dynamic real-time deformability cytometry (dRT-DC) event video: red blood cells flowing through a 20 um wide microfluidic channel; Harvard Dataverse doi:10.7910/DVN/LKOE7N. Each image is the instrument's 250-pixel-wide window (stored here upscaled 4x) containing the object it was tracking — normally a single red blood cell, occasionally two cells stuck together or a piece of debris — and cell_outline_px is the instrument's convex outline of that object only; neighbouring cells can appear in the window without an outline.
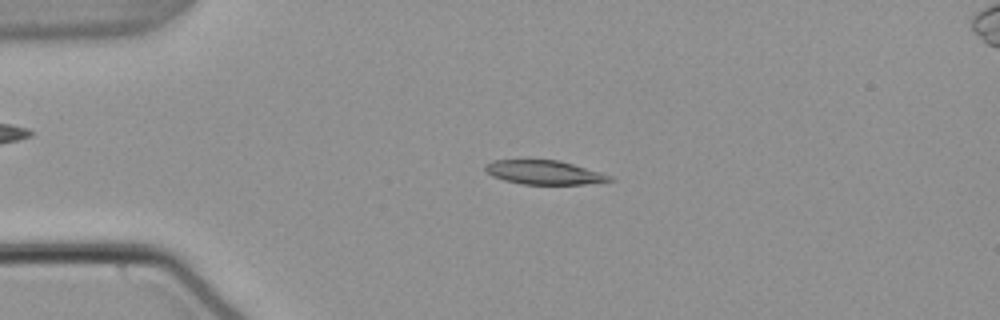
{"species": "common noctule bat (a hibernating species)", "species_latin": "Nyctalus noctula", "temperature_condition": "warm", "stored_images_in_passage": 55, "camera_frame_rate_fps": 3000, "um_per_image_px": 0.085, "animal": {"sex": "male", "body_mass_g": 21.5, "forearm_length_mm": 52.0}, "frame": {"image": 1, "passage_image": 13, "time_ms": 4.0, "image_size_px": [1000, 320], "cell_outline_px": [[616, 180], [584, 184], [524, 184], [504, 180], [492, 176], [484, 168], [484, 164], [492, 160], [560, 160], [600, 172], [612, 176]], "centroid_in_image_um": [46.25, 14.65], "position_along_channel_um": 38.7, "area_um2": 17.34}}
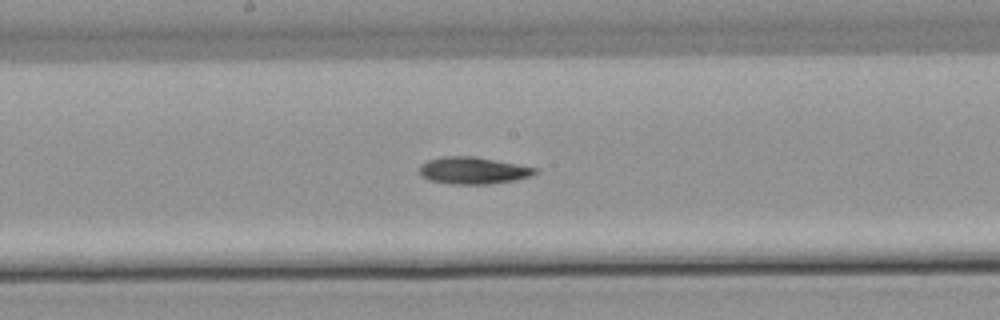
{"frame": {"image": 2, "passage_image": 29, "time_ms": 9.333, "image_size_px": [1000, 320], "cell_outline_px": [[540, 172], [532, 176], [516, 180], [492, 184], [448, 184], [432, 180], [420, 176], [420, 164], [428, 160], [444, 156], [476, 156], [536, 168]], "centroid_in_image_um": [40.23, 14.5], "position_along_channel_um": 208.0, "area_um2": 18.32}}
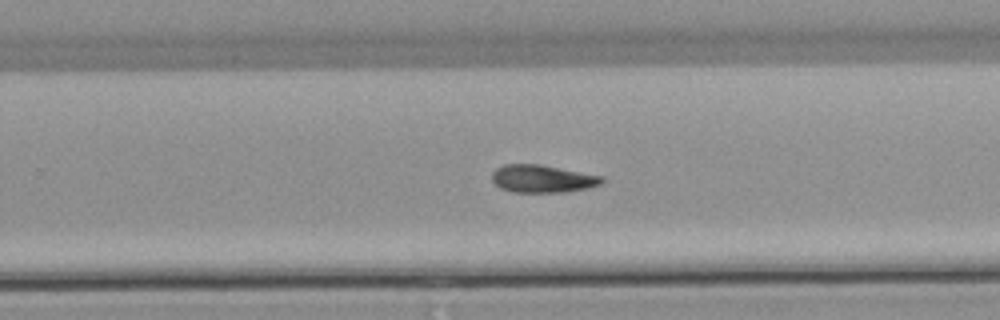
{"frame": {"image": 3, "passage_image": 35, "time_ms": 11.333, "image_size_px": [1000, 320], "cell_outline_px": [[604, 180], [600, 184], [588, 188], [564, 192], [512, 192], [500, 188], [492, 180], [492, 172], [496, 168], [504, 164], [540, 164], [604, 176]], "centroid_in_image_um": [46.1, 15.19], "position_along_channel_um": 283.7, "area_um2": 17.8}}